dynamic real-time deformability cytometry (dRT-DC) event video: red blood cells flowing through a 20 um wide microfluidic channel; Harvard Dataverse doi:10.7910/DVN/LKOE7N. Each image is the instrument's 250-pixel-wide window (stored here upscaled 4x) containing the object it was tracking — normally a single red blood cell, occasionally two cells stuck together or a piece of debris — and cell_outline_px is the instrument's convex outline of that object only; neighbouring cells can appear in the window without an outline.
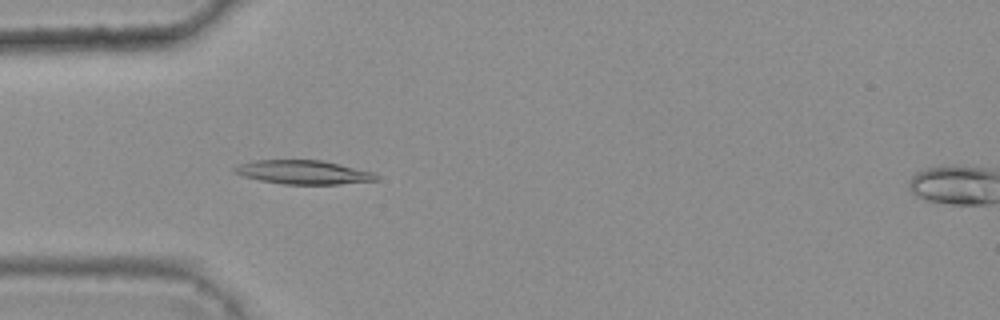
{"species": "common noctule bat (a hibernating species)", "species_latin": "Nyctalus noctula", "temperature_condition": "warm", "stored_images_in_passage": 5, "camera_frame_rate_fps": 3000, "um_per_image_px": 0.085, "animal": {"sex": "female", "body_mass_g": 25.1}, "frame": {"image": 1, "passage_image": 4, "time_ms": 1.0, "image_size_px": [1000, 320], "cell_outline_px": [[380, 176], [376, 180], [340, 184], [284, 184], [260, 180], [244, 176], [232, 172], [232, 168], [236, 164], [252, 160], [320, 160], [372, 172]], "centroid_in_image_um": [25.7, 14.63], "position_along_channel_um": 59.3, "area_um2": 19.59}}